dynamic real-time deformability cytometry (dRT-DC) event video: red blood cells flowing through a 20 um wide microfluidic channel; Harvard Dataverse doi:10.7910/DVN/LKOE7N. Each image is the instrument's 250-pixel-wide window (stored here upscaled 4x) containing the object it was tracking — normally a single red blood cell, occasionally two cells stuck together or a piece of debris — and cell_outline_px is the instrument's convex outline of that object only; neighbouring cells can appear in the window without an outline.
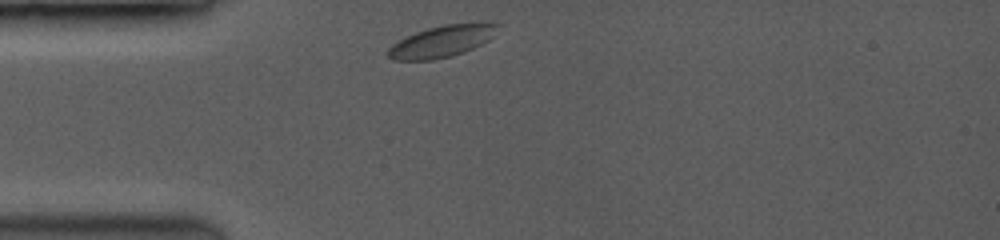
{"species": "common noctule bat (a hibernating species)", "species_latin": "Nyctalus noctula", "temperature_condition": "room temperature", "stored_images_in_passage": 26, "camera_frame_rate_fps": 3500, "um_per_image_px": 0.085, "animal": {"sex": "female", "body_mass_g": 19.0, "forearm_length_mm": 53.3}, "frame": {"image": 1, "passage_image": 1, "time_ms": 0.0, "image_size_px": [1000, 240], "cell_outline_px": [[504, 24], [488, 40], [472, 48], [448, 56], [432, 60], [396, 60], [388, 56], [388, 48], [396, 40], [416, 32], [428, 28], [444, 24], [476, 20]], "centroid_in_image_um": [37.63, 3.44], "position_along_channel_um": 47.4, "area_um2": 20.58}}
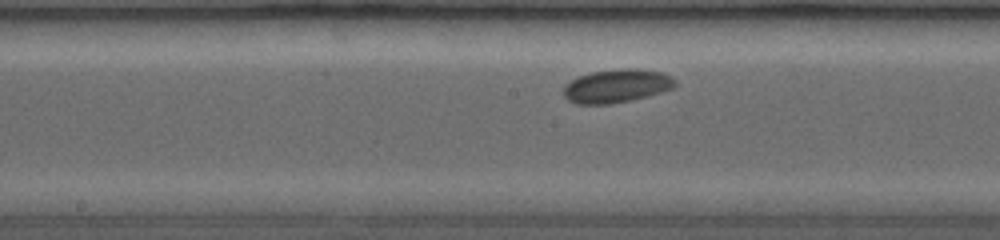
{"frame": {"image": 2, "passage_image": 17, "time_ms": 4.286, "image_size_px": [1000, 240], "cell_outline_px": [[676, 84], [672, 88], [644, 96], [628, 100], [608, 104], [580, 104], [568, 100], [564, 96], [564, 84], [580, 76], [592, 72], [628, 68], [636, 68], [660, 72], [672, 76], [676, 80]], "centroid_in_image_um": [52.4, 7.29], "position_along_channel_um": 195.8, "area_um2": 21.27}}
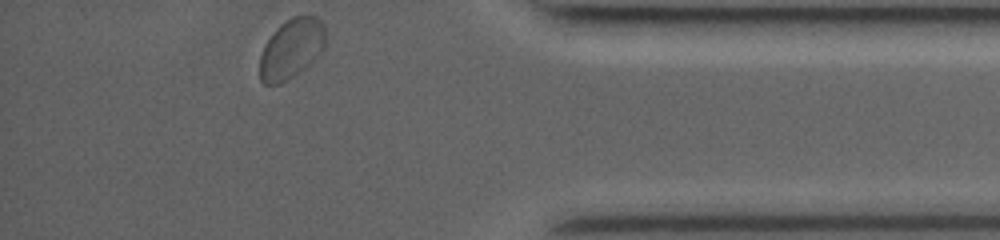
{"frame": {"image": 3, "passage_image": 26, "time_ms": 10.286, "image_size_px": [1000, 240], "cell_outline_px": [[324, 48], [308, 64], [292, 76], [280, 84], [264, 84], [260, 80], [260, 56], [264, 44], [276, 28], [280, 24], [292, 16], [316, 16], [320, 20], [324, 28]], "centroid_in_image_um": [24.73, 4.12], "position_along_channel_um": 410.5, "area_um2": 22.54}}